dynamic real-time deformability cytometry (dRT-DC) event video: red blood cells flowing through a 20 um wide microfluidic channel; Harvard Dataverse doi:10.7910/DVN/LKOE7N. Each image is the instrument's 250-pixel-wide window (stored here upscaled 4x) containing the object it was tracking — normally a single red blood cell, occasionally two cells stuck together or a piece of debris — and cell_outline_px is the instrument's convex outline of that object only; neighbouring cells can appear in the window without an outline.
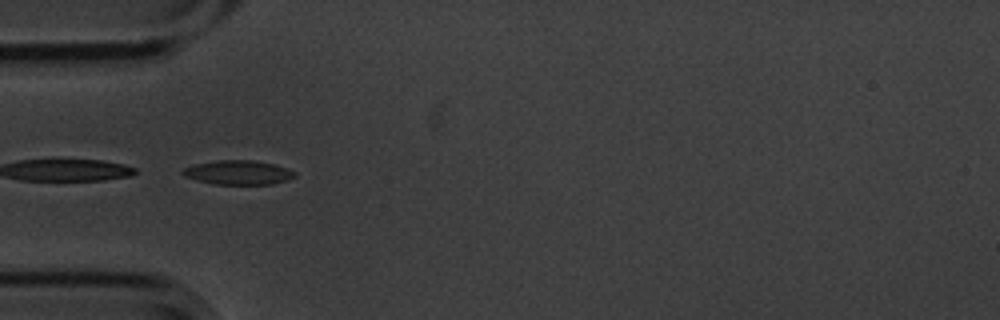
{"species": "common noctule bat (a hibernating species)", "species_latin": "Nyctalus noctula", "temperature_condition": "cold", "stored_images_in_passage": 7, "camera_frame_rate_fps": 3000, "um_per_image_px": 0.085, "animal": {"sex": "male", "body_mass_g": 20.1, "forearm_length_mm": 53.5}, "frame": {"image": 1, "passage_image": 4, "time_ms": 1.0, "image_size_px": [1000, 320], "cell_outline_px": [[296, 176], [288, 180], [272, 184], [212, 184], [196, 180], [184, 176], [180, 172], [184, 168], [196, 164], [216, 160], [252, 160], [272, 164], [288, 168], [296, 172]], "centroid_in_image_um": [20.25, 14.66], "position_along_channel_um": 64.8, "area_um2": 15.84}}
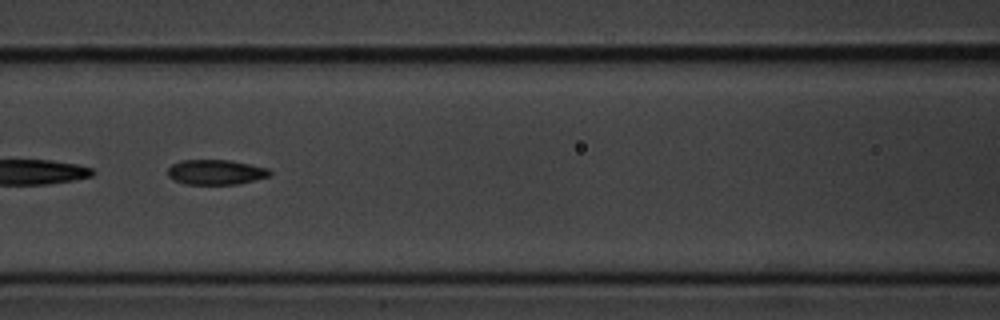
{"frame": {"image": 2, "passage_image": 6, "time_ms": 1.667, "image_size_px": [1000, 320], "cell_outline_px": [[272, 172], [268, 176], [240, 184], [184, 184], [168, 176], [168, 168], [172, 164], [180, 160], [232, 160], [268, 168]], "centroid_in_image_um": [18.34, 14.62], "position_along_channel_um": 148.3, "area_um2": 14.85}}
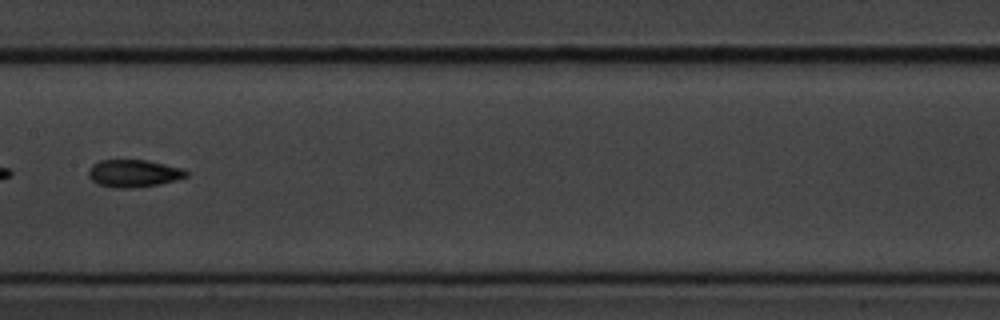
{"frame": {"image": 3, "passage_image": 7, "time_ms": 2.0, "image_size_px": [1000, 320], "cell_outline_px": [[188, 176], [176, 180], [160, 184], [132, 188], [112, 188], [96, 184], [88, 176], [88, 168], [92, 164], [100, 160], [148, 160], [184, 168], [188, 172]], "centroid_in_image_um": [11.35, 14.74], "position_along_channel_um": 196.0, "area_um2": 15.95}}